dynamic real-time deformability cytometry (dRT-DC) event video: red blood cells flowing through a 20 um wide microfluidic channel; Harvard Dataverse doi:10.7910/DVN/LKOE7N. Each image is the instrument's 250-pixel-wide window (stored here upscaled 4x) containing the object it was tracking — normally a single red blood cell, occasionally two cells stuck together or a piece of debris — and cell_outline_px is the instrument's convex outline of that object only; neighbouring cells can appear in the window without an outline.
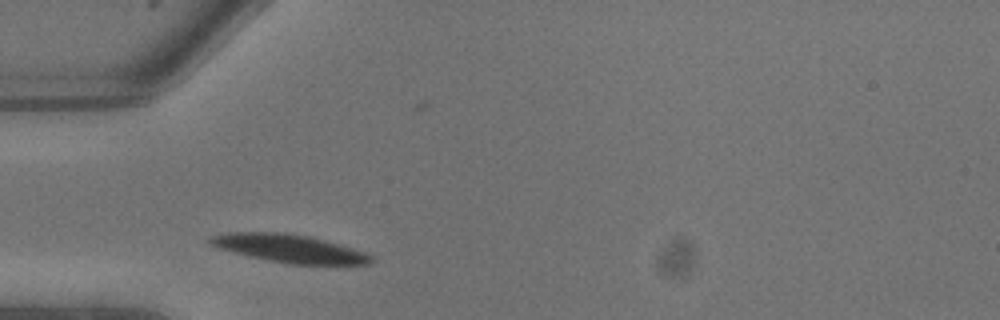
{"species": "common noctule bat (a hibernating species)", "species_latin": "Nyctalus noctula", "temperature_condition": "warm", "stored_images_in_passage": 5, "camera_frame_rate_fps": 3000, "um_per_image_px": 0.085, "animal": {"sex": "male", "body_mass_g": 13.3}, "frame": {"image": 1, "passage_image": 1, "time_ms": 0.0, "image_size_px": [1000, 320], "cell_outline_px": [[376, 260], [368, 264], [288, 264], [248, 256], [220, 248], [208, 244], [208, 240], [212, 236], [228, 232], [288, 232], [308, 236], [324, 240], [368, 252]], "centroid_in_image_um": [24.62, 21.11], "position_along_channel_um": 60.4, "area_um2": 26.36}}